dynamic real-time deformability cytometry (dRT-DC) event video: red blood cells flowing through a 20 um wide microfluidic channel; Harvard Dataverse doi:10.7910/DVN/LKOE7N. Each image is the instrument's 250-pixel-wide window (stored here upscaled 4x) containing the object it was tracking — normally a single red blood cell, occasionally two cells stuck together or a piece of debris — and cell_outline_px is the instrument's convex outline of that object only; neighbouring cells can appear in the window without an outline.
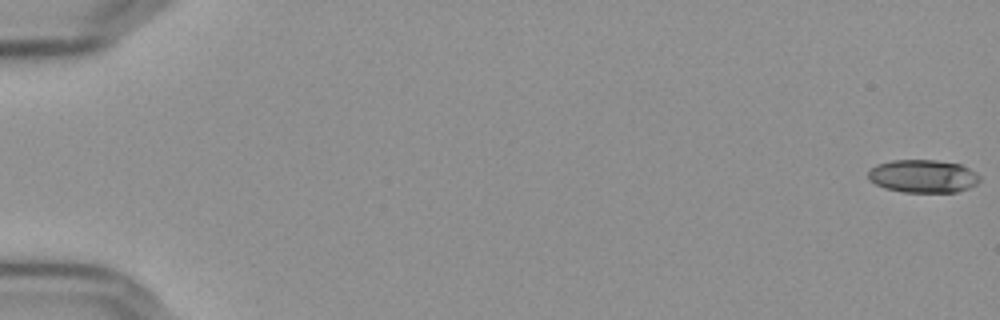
{"species": "Egyptian fruit bat (a non-hibernating species)", "species_latin": "Rousettus aegyptiacus", "temperature_condition": "cold", "stored_images_in_passage": 16, "camera_frame_rate_fps": 3000, "um_per_image_px": 0.085, "frame": {"image": 1, "passage_image": 1, "time_ms": 0.0, "image_size_px": [1000, 320], "cell_outline_px": [[980, 180], [976, 184], [968, 188], [956, 192], [904, 192], [884, 188], [868, 180], [868, 172], [876, 164], [892, 160], [936, 160], [960, 164], [976, 172], [980, 176]], "centroid_in_image_um": [78.45, 14.97], "position_along_channel_um": 6.6, "area_um2": 21.5}}
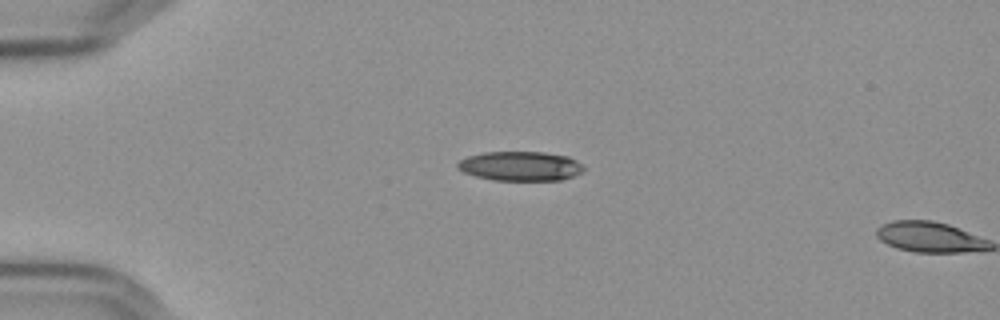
{"frame": {"image": 2, "passage_image": 15, "time_ms": 4.667, "image_size_px": [1000, 320], "cell_outline_px": [[584, 172], [560, 180], [492, 180], [476, 176], [464, 172], [456, 168], [456, 164], [460, 160], [468, 156], [484, 152], [544, 152], [568, 156], [576, 160], [584, 168]], "centroid_in_image_um": [44.22, 14.11], "position_along_channel_um": 40.8, "area_um2": 21.62}}